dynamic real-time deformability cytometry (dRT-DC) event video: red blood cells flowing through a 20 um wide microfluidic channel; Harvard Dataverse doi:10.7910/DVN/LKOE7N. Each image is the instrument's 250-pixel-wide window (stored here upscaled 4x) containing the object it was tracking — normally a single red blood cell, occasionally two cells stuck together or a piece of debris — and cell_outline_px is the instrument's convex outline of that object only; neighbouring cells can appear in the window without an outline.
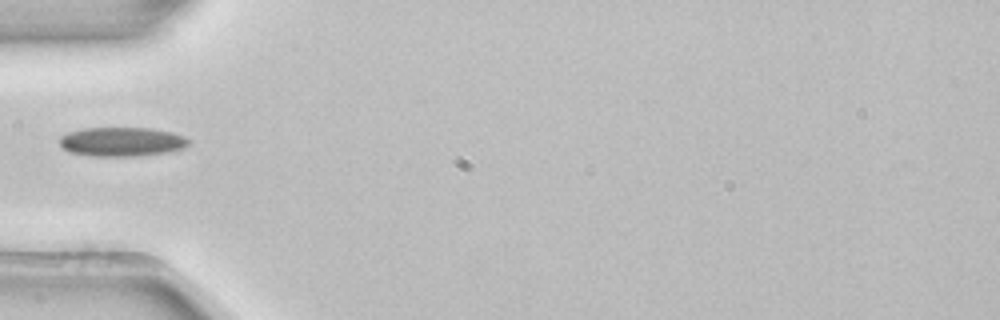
{"species": "common noctule bat (a hibernating species)", "species_latin": "Nyctalus noctula", "temperature_condition": "room temperature", "stored_images_in_passage": 3, "camera_frame_rate_fps": 3000, "um_per_image_px": 0.085, "animal": {"sex": "female", "body_mass_g": 22.7, "forearm_length_mm": 54.2}, "frame": {"image": 1, "passage_image": 3, "time_ms": 0.667, "image_size_px": [1000, 320], "cell_outline_px": [[192, 140], [184, 148], [168, 152], [136, 156], [92, 156], [68, 152], [60, 144], [60, 136], [68, 132], [84, 128], [152, 128], [172, 132], [184, 136]], "centroid_in_image_um": [10.37, 12.05], "position_along_channel_um": 74.6, "area_um2": 22.08}}